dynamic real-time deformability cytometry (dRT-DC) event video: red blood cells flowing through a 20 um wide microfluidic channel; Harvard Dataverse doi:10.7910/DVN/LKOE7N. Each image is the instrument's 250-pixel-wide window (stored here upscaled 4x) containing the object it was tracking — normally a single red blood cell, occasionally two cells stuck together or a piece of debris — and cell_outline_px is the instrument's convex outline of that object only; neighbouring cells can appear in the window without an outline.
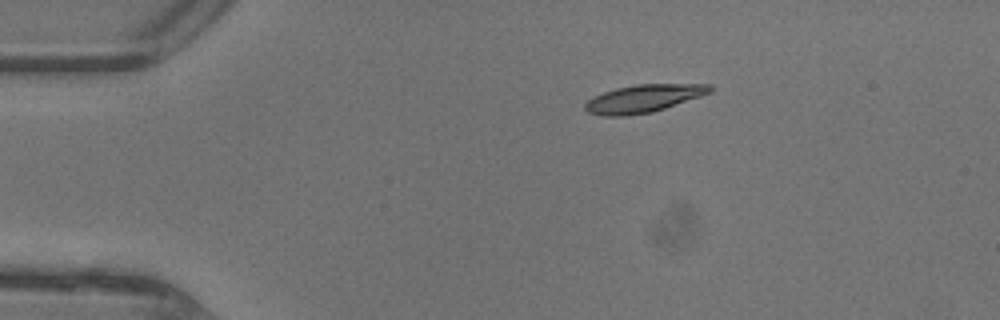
{"species": "common noctule bat (a hibernating species)", "species_latin": "Nyctalus noctula", "temperature_condition": "warm", "stored_images_in_passage": 39, "camera_frame_rate_fps": 3000, "um_per_image_px": 0.085, "animal": {"sex": "female"}, "frame": {"image": 1, "passage_image": 1, "time_ms": 0.0, "image_size_px": [1000, 320], "cell_outline_px": [[712, 92], [652, 112], [628, 116], [604, 116], [588, 112], [584, 108], [584, 104], [592, 96], [616, 88], [636, 84], [712, 84]], "centroid_in_image_um": [54.67, 8.37], "position_along_channel_um": 30.3, "area_um2": 20.17}}
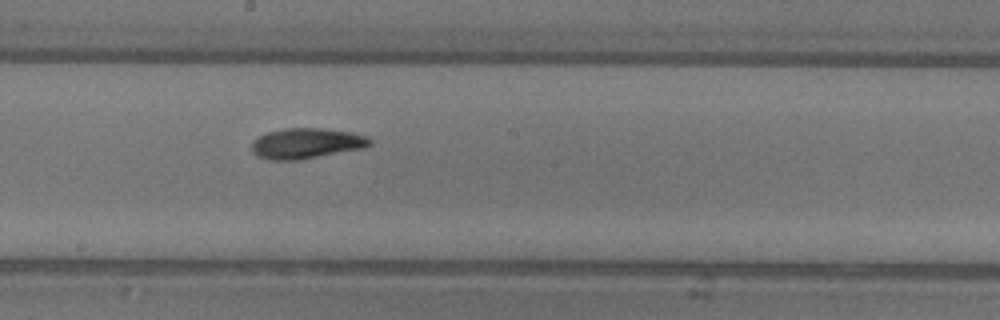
{"frame": {"image": 2, "passage_image": 18, "time_ms": 5.667, "image_size_px": [1000, 320], "cell_outline_px": [[372, 144], [364, 148], [300, 160], [272, 160], [256, 156], [252, 152], [252, 140], [268, 132], [284, 128], [324, 128], [352, 132], [368, 136], [372, 140]], "centroid_in_image_um": [26.06, 12.18], "position_along_channel_um": 222.1, "area_um2": 21.21}}
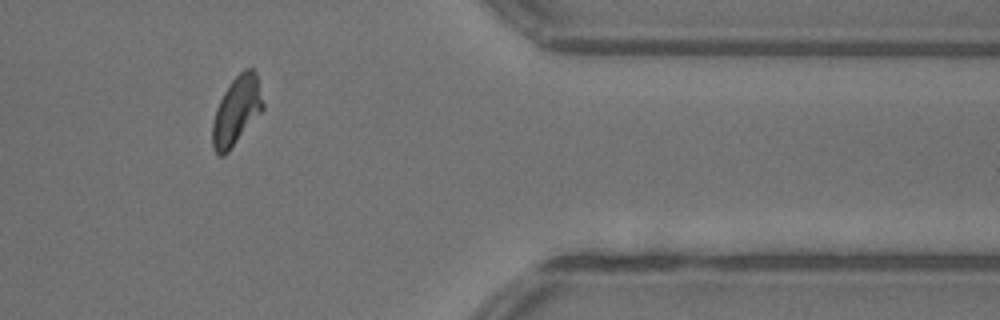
{"frame": {"image": 3, "passage_image": 31, "time_ms": 10.0, "image_size_px": [1000, 320], "cell_outline_px": [[264, 108], [228, 152], [224, 156], [220, 156], [212, 148], [212, 120], [216, 108], [224, 92], [232, 80], [244, 68], [252, 68], [256, 72], [264, 104]], "centroid_in_image_um": [20.09, 9.41], "position_along_channel_um": 391.3, "area_um2": 20.06}, "authors_computed_cell_mechanics": {"area_um2": 20.0566, "velocity_mm_per_s": 4.4337, "shape_relaxation_time_tau1_ms": 3.3114, "shape_relaxation_time_tau2_ms": 3.43, "deformation_change_tau1": 0.1582, "deformation_change_tau2": 0.1074}}